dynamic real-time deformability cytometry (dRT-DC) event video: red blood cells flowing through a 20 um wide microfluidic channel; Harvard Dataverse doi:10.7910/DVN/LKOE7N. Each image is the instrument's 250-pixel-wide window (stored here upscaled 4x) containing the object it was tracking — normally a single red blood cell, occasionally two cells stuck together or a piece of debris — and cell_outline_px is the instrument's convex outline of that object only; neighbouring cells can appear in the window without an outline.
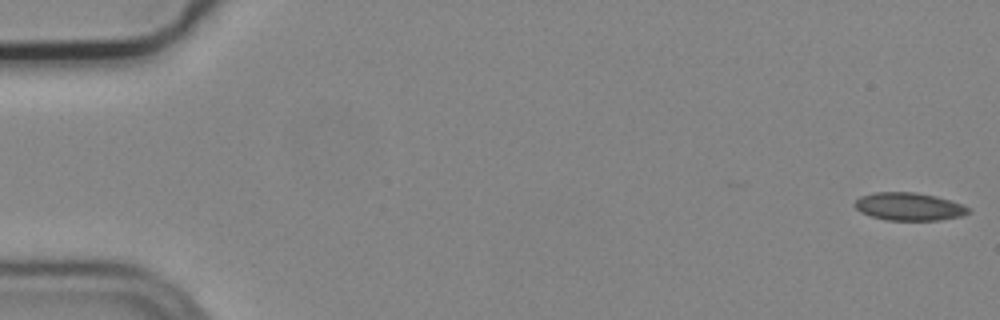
{"species": "common noctule bat (a hibernating species)", "species_latin": "Nyctalus noctula", "temperature_condition": "cold", "stored_images_in_passage": 6, "camera_frame_rate_fps": 3000, "um_per_image_px": 0.085, "animal": {"sex": "male", "body_mass_g": 19.2, "forearm_length_mm": 51.8}, "frame": {"image": 1, "passage_image": 1, "time_ms": 0.0, "image_size_px": [1000, 320], "cell_outline_px": [[972, 212], [960, 216], [940, 220], [888, 220], [872, 216], [860, 212], [852, 204], [860, 196], [876, 192], [916, 192], [936, 196], [972, 208]], "centroid_in_image_um": [77.26, 17.55], "position_along_channel_um": 7.7, "area_um2": 18.44}}
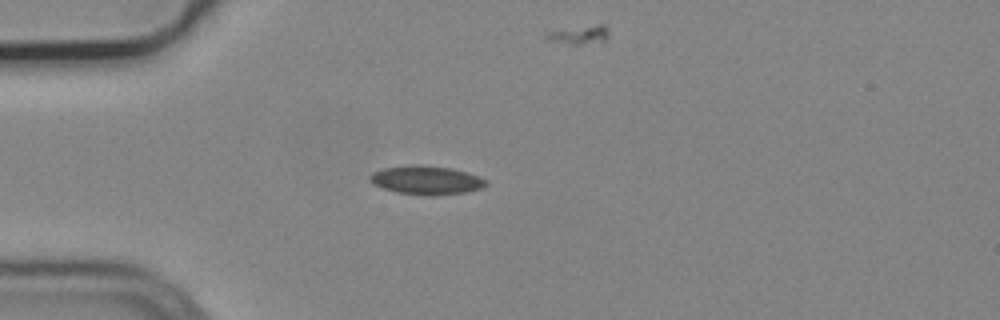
{"frame": {"image": 2, "passage_image": 5, "time_ms": 1.333, "image_size_px": [1000, 320], "cell_outline_px": [[488, 184], [484, 188], [464, 192], [432, 196], [396, 192], [372, 184], [368, 180], [368, 176], [372, 172], [384, 168], [416, 164], [420, 164], [452, 168], [468, 172], [480, 176], [488, 180]], "centroid_in_image_um": [36.26, 15.3], "position_along_channel_um": 48.7, "area_um2": 19.71}}